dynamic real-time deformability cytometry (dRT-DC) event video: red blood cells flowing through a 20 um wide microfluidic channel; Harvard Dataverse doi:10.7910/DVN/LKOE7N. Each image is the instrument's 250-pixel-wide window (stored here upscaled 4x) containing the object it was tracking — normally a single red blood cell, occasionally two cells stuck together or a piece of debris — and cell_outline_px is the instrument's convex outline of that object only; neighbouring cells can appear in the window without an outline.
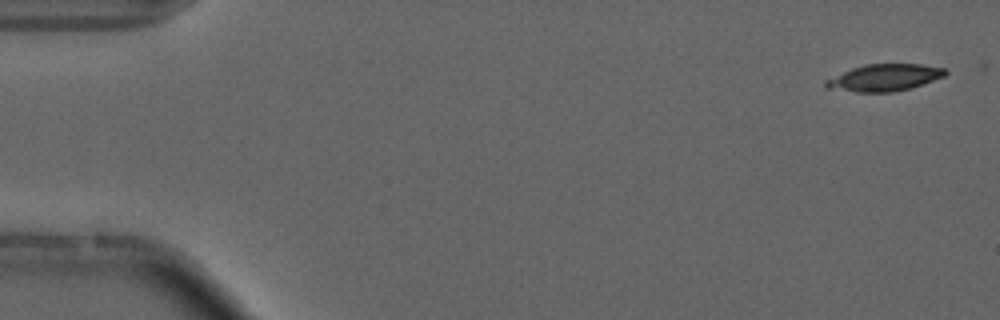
{"species": "common noctule bat (a hibernating species)", "species_latin": "Nyctalus noctula", "temperature_condition": "cold", "stored_images_in_passage": 5, "camera_frame_rate_fps": 3000, "um_per_image_px": 0.085, "animal": {"sex": "male", "forearm_length_mm": 52.5}, "frame": {"image": 1, "passage_image": 1, "time_ms": 0.0, "image_size_px": [1000, 320], "cell_outline_px": [[948, 72], [944, 76], [908, 88], [892, 92], [856, 92], [824, 88], [824, 80], [852, 68], [864, 64], [920, 64], [948, 68]], "centroid_in_image_um": [75.14, 6.59], "position_along_channel_um": 9.9, "area_um2": 18.67}}
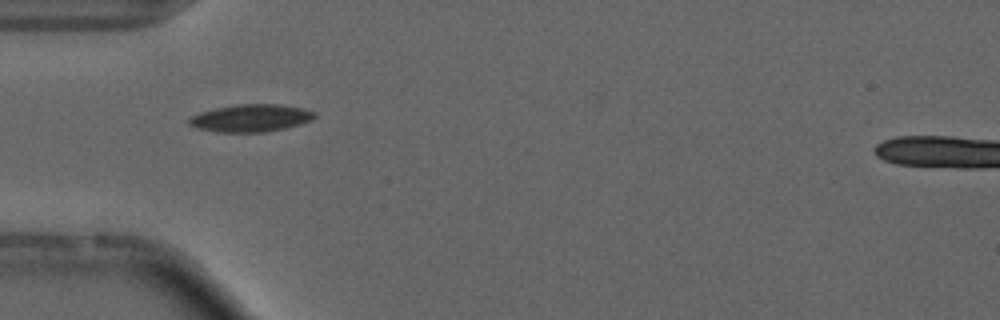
{"frame": {"image": 2, "passage_image": 5, "time_ms": 5.0, "image_size_px": [1000, 320], "cell_outline_px": [[316, 116], [312, 120], [300, 124], [284, 128], [264, 132], [216, 132], [196, 128], [188, 124], [188, 120], [192, 116], [200, 112], [216, 108], [236, 104], [280, 104], [304, 108], [316, 112]], "centroid_in_image_um": [21.33, 10.03], "position_along_channel_um": 63.7, "area_um2": 20.17}}